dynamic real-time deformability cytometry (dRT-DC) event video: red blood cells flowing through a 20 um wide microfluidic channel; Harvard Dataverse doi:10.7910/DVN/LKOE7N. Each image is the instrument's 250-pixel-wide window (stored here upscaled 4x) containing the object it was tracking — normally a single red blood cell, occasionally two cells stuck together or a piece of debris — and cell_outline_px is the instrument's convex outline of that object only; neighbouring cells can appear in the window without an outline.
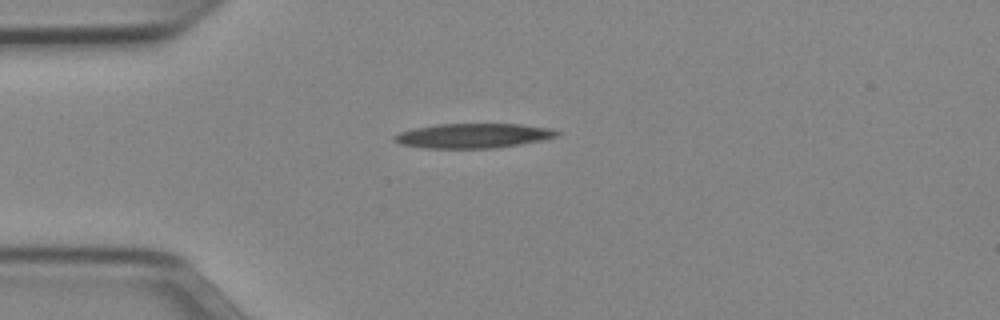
{"species": "Egyptian fruit bat (a non-hibernating species)", "species_latin": "Rousettus aegyptiacus", "temperature_condition": "cold", "stored_images_in_passage": 39, "camera_frame_rate_fps": 3000, "um_per_image_px": 0.085, "animal": {"sex": "female"}, "frame": {"image": 1, "passage_image": 1, "time_ms": 0.0, "image_size_px": [1000, 320], "cell_outline_px": [[560, 132], [556, 136], [540, 140], [520, 144], [492, 148], [428, 148], [400, 144], [392, 140], [392, 136], [400, 132], [412, 128], [436, 124], [520, 124], [548, 128]], "centroid_in_image_um": [40.14, 11.53], "position_along_channel_um": 44.9, "area_um2": 23.18}}
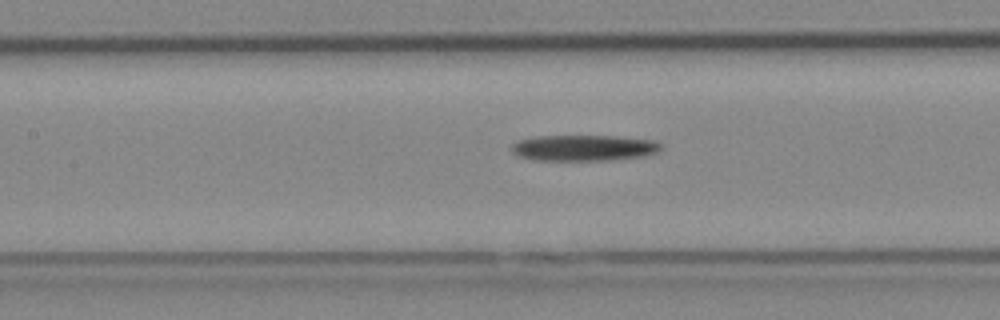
{"frame": {"image": 2, "passage_image": 11, "time_ms": 3.333, "image_size_px": [1000, 320], "cell_outline_px": [[664, 148], [656, 152], [644, 156], [608, 160], [532, 160], [516, 156], [512, 152], [512, 144], [516, 140], [536, 136], [616, 136], [656, 140]], "centroid_in_image_um": [49.6, 12.57], "position_along_channel_um": 157.8, "area_um2": 22.83}}
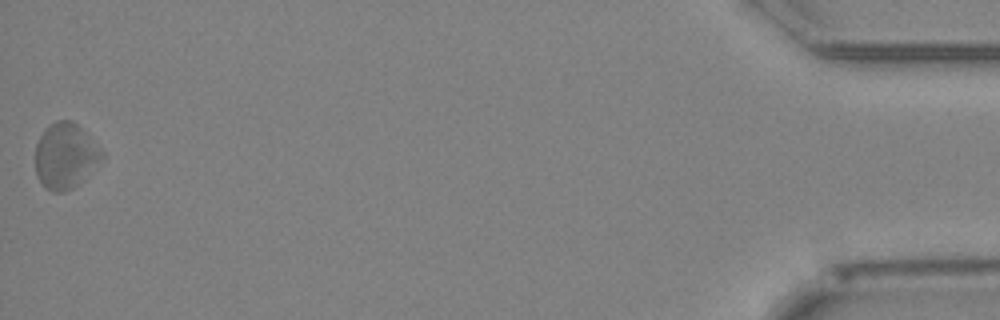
{"frame": {"image": 3, "passage_image": 39, "time_ms": 12.667, "image_size_px": [1000, 320], "cell_outline_px": [[104, 160], [84, 180], [72, 188], [64, 192], [52, 192], [44, 188], [36, 176], [36, 144], [44, 128], [48, 124], [56, 120], [72, 120], [104, 152]], "centroid_in_image_um": [5.56, 13.27], "position_along_channel_um": 429.6, "area_um2": 25.78}}